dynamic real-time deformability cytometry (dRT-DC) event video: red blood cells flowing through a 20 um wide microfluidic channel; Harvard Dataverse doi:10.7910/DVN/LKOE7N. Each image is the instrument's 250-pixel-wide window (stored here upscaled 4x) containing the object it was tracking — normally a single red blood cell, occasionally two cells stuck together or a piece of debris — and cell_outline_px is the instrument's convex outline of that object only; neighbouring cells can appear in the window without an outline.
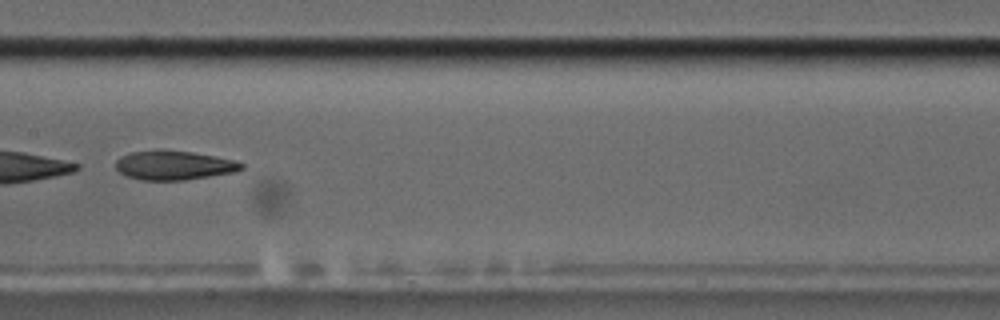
{"species": "common noctule bat (a hibernating species)", "species_latin": "Nyctalus noctula", "temperature_condition": "cold", "stored_images_in_passage": 9, "camera_frame_rate_fps": 3000, "um_per_image_px": 0.085, "animal": {"sex": "male", "body_mass_g": 17.5, "forearm_length_mm": 52.3}, "frame": {"image": 1, "passage_image": 7, "time_ms": 7.667, "image_size_px": [1000, 320], "cell_outline_px": [[244, 168], [236, 172], [184, 180], [140, 180], [128, 176], [120, 172], [116, 168], [116, 160], [120, 156], [132, 152], [160, 148], [164, 148], [192, 152], [236, 160], [244, 164]], "centroid_in_image_um": [14.79, 14.03], "position_along_channel_um": 192.6, "area_um2": 21.73}}